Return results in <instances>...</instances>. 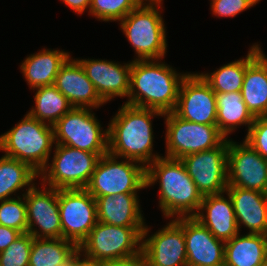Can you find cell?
<instances>
[{"mask_svg":"<svg viewBox=\"0 0 267 266\" xmlns=\"http://www.w3.org/2000/svg\"><path fill=\"white\" fill-rule=\"evenodd\" d=\"M162 2H141L120 21L121 30L137 54L134 60H162L167 50ZM158 7V8H157Z\"/></svg>","mask_w":267,"mask_h":266,"instance_id":"5b68a950","label":"cell"},{"mask_svg":"<svg viewBox=\"0 0 267 266\" xmlns=\"http://www.w3.org/2000/svg\"><path fill=\"white\" fill-rule=\"evenodd\" d=\"M240 231L241 224L249 228L251 234L266 235L267 231V194L240 187H227Z\"/></svg>","mask_w":267,"mask_h":266,"instance_id":"44dd1931","label":"cell"},{"mask_svg":"<svg viewBox=\"0 0 267 266\" xmlns=\"http://www.w3.org/2000/svg\"><path fill=\"white\" fill-rule=\"evenodd\" d=\"M228 187H240L267 194V160L248 143L229 139Z\"/></svg>","mask_w":267,"mask_h":266,"instance_id":"9a60e30c","label":"cell"},{"mask_svg":"<svg viewBox=\"0 0 267 266\" xmlns=\"http://www.w3.org/2000/svg\"><path fill=\"white\" fill-rule=\"evenodd\" d=\"M148 233L149 228L145 225L142 233V253L148 266H187L183 229L173 219L151 236Z\"/></svg>","mask_w":267,"mask_h":266,"instance_id":"2e32d148","label":"cell"},{"mask_svg":"<svg viewBox=\"0 0 267 266\" xmlns=\"http://www.w3.org/2000/svg\"><path fill=\"white\" fill-rule=\"evenodd\" d=\"M70 57L65 51L42 49L25 58L20 69L30 89L54 85L60 67Z\"/></svg>","mask_w":267,"mask_h":266,"instance_id":"603a6c76","label":"cell"},{"mask_svg":"<svg viewBox=\"0 0 267 266\" xmlns=\"http://www.w3.org/2000/svg\"><path fill=\"white\" fill-rule=\"evenodd\" d=\"M54 86L72 107L95 109L105 104L81 64L71 57L60 67Z\"/></svg>","mask_w":267,"mask_h":266,"instance_id":"d6986e66","label":"cell"},{"mask_svg":"<svg viewBox=\"0 0 267 266\" xmlns=\"http://www.w3.org/2000/svg\"><path fill=\"white\" fill-rule=\"evenodd\" d=\"M0 201V225L14 228L22 234L27 233V208L23 195Z\"/></svg>","mask_w":267,"mask_h":266,"instance_id":"1f68e13d","label":"cell"},{"mask_svg":"<svg viewBox=\"0 0 267 266\" xmlns=\"http://www.w3.org/2000/svg\"><path fill=\"white\" fill-rule=\"evenodd\" d=\"M42 186L43 190H39L34 184L22 194L27 208V233L34 238H62L58 189Z\"/></svg>","mask_w":267,"mask_h":266,"instance_id":"5bb4252c","label":"cell"},{"mask_svg":"<svg viewBox=\"0 0 267 266\" xmlns=\"http://www.w3.org/2000/svg\"><path fill=\"white\" fill-rule=\"evenodd\" d=\"M163 116L166 124L165 157L181 159L189 154L215 148L226 139L217 125L190 122L178 117L174 112L165 113Z\"/></svg>","mask_w":267,"mask_h":266,"instance_id":"30bf717a","label":"cell"},{"mask_svg":"<svg viewBox=\"0 0 267 266\" xmlns=\"http://www.w3.org/2000/svg\"><path fill=\"white\" fill-rule=\"evenodd\" d=\"M73 12L82 14L87 8L90 9L91 0H62Z\"/></svg>","mask_w":267,"mask_h":266,"instance_id":"74e56055","label":"cell"},{"mask_svg":"<svg viewBox=\"0 0 267 266\" xmlns=\"http://www.w3.org/2000/svg\"><path fill=\"white\" fill-rule=\"evenodd\" d=\"M173 220L183 229L187 266H224V241L217 239L193 216Z\"/></svg>","mask_w":267,"mask_h":266,"instance_id":"e0dca14e","label":"cell"},{"mask_svg":"<svg viewBox=\"0 0 267 266\" xmlns=\"http://www.w3.org/2000/svg\"><path fill=\"white\" fill-rule=\"evenodd\" d=\"M52 163L39 173L42 184L55 189L86 188L100 159L97 153L55 144Z\"/></svg>","mask_w":267,"mask_h":266,"instance_id":"52a82bcc","label":"cell"},{"mask_svg":"<svg viewBox=\"0 0 267 266\" xmlns=\"http://www.w3.org/2000/svg\"><path fill=\"white\" fill-rule=\"evenodd\" d=\"M159 182V207L164 217H192L201 206L202 194L181 159L159 157L146 167V187Z\"/></svg>","mask_w":267,"mask_h":266,"instance_id":"3957f363","label":"cell"},{"mask_svg":"<svg viewBox=\"0 0 267 266\" xmlns=\"http://www.w3.org/2000/svg\"><path fill=\"white\" fill-rule=\"evenodd\" d=\"M140 3V0H91L89 13L105 22L121 21Z\"/></svg>","mask_w":267,"mask_h":266,"instance_id":"4dcf8cb0","label":"cell"},{"mask_svg":"<svg viewBox=\"0 0 267 266\" xmlns=\"http://www.w3.org/2000/svg\"><path fill=\"white\" fill-rule=\"evenodd\" d=\"M144 228L120 227L97 222L78 247L79 256L95 264L135 256L142 252Z\"/></svg>","mask_w":267,"mask_h":266,"instance_id":"8992f818","label":"cell"},{"mask_svg":"<svg viewBox=\"0 0 267 266\" xmlns=\"http://www.w3.org/2000/svg\"><path fill=\"white\" fill-rule=\"evenodd\" d=\"M73 266H97L95 263L81 259L79 253L73 258Z\"/></svg>","mask_w":267,"mask_h":266,"instance_id":"f35d334b","label":"cell"},{"mask_svg":"<svg viewBox=\"0 0 267 266\" xmlns=\"http://www.w3.org/2000/svg\"><path fill=\"white\" fill-rule=\"evenodd\" d=\"M241 94L254 117L267 116V55L260 46L259 56L246 68Z\"/></svg>","mask_w":267,"mask_h":266,"instance_id":"cb8c5ba5","label":"cell"},{"mask_svg":"<svg viewBox=\"0 0 267 266\" xmlns=\"http://www.w3.org/2000/svg\"><path fill=\"white\" fill-rule=\"evenodd\" d=\"M137 193L105 195L96 199L97 221L120 227H145Z\"/></svg>","mask_w":267,"mask_h":266,"instance_id":"7402d4cb","label":"cell"},{"mask_svg":"<svg viewBox=\"0 0 267 266\" xmlns=\"http://www.w3.org/2000/svg\"><path fill=\"white\" fill-rule=\"evenodd\" d=\"M162 2L163 0H140V2Z\"/></svg>","mask_w":267,"mask_h":266,"instance_id":"ab89813d","label":"cell"},{"mask_svg":"<svg viewBox=\"0 0 267 266\" xmlns=\"http://www.w3.org/2000/svg\"><path fill=\"white\" fill-rule=\"evenodd\" d=\"M223 193L203 196L198 212L193 216L217 239L224 242L239 233L232 200ZM206 212V215L203 212Z\"/></svg>","mask_w":267,"mask_h":266,"instance_id":"ffe728a7","label":"cell"},{"mask_svg":"<svg viewBox=\"0 0 267 266\" xmlns=\"http://www.w3.org/2000/svg\"><path fill=\"white\" fill-rule=\"evenodd\" d=\"M137 163L128 159L118 161V157L107 153L100 157L85 189L95 199L105 195L137 193L146 188V167Z\"/></svg>","mask_w":267,"mask_h":266,"instance_id":"ba28073f","label":"cell"},{"mask_svg":"<svg viewBox=\"0 0 267 266\" xmlns=\"http://www.w3.org/2000/svg\"><path fill=\"white\" fill-rule=\"evenodd\" d=\"M246 58L235 60L212 73H201L215 93L241 92L246 68L259 56V44L250 47Z\"/></svg>","mask_w":267,"mask_h":266,"instance_id":"484cf974","label":"cell"},{"mask_svg":"<svg viewBox=\"0 0 267 266\" xmlns=\"http://www.w3.org/2000/svg\"><path fill=\"white\" fill-rule=\"evenodd\" d=\"M35 90H37L34 95L36 106L31 108L28 114L42 123L53 126L73 108L54 85L43 86Z\"/></svg>","mask_w":267,"mask_h":266,"instance_id":"f1b7e54d","label":"cell"},{"mask_svg":"<svg viewBox=\"0 0 267 266\" xmlns=\"http://www.w3.org/2000/svg\"><path fill=\"white\" fill-rule=\"evenodd\" d=\"M159 60H132L128 105L173 112L181 83L188 73H177Z\"/></svg>","mask_w":267,"mask_h":266,"instance_id":"7a4b0ae2","label":"cell"},{"mask_svg":"<svg viewBox=\"0 0 267 266\" xmlns=\"http://www.w3.org/2000/svg\"><path fill=\"white\" fill-rule=\"evenodd\" d=\"M78 254V247L63 238H34L28 266H64Z\"/></svg>","mask_w":267,"mask_h":266,"instance_id":"83f0119b","label":"cell"},{"mask_svg":"<svg viewBox=\"0 0 267 266\" xmlns=\"http://www.w3.org/2000/svg\"><path fill=\"white\" fill-rule=\"evenodd\" d=\"M217 127L228 139L237 126L247 125L248 130L255 117L248 110L241 92L216 93Z\"/></svg>","mask_w":267,"mask_h":266,"instance_id":"4316f807","label":"cell"},{"mask_svg":"<svg viewBox=\"0 0 267 266\" xmlns=\"http://www.w3.org/2000/svg\"><path fill=\"white\" fill-rule=\"evenodd\" d=\"M244 141L267 160V116L255 117Z\"/></svg>","mask_w":267,"mask_h":266,"instance_id":"836d02e7","label":"cell"},{"mask_svg":"<svg viewBox=\"0 0 267 266\" xmlns=\"http://www.w3.org/2000/svg\"><path fill=\"white\" fill-rule=\"evenodd\" d=\"M62 238L77 247L86 239L97 221L96 199L85 189H58Z\"/></svg>","mask_w":267,"mask_h":266,"instance_id":"8fae6325","label":"cell"},{"mask_svg":"<svg viewBox=\"0 0 267 266\" xmlns=\"http://www.w3.org/2000/svg\"><path fill=\"white\" fill-rule=\"evenodd\" d=\"M228 145L229 139L226 138L215 148L181 158L202 196L225 193L228 187Z\"/></svg>","mask_w":267,"mask_h":266,"instance_id":"7c38bea8","label":"cell"},{"mask_svg":"<svg viewBox=\"0 0 267 266\" xmlns=\"http://www.w3.org/2000/svg\"><path fill=\"white\" fill-rule=\"evenodd\" d=\"M259 266H267V258Z\"/></svg>","mask_w":267,"mask_h":266,"instance_id":"60d3db41","label":"cell"},{"mask_svg":"<svg viewBox=\"0 0 267 266\" xmlns=\"http://www.w3.org/2000/svg\"><path fill=\"white\" fill-rule=\"evenodd\" d=\"M88 79L101 97L107 103L114 97H128L130 90L131 62L121 65L113 61L97 59H76Z\"/></svg>","mask_w":267,"mask_h":266,"instance_id":"ac0fdd59","label":"cell"},{"mask_svg":"<svg viewBox=\"0 0 267 266\" xmlns=\"http://www.w3.org/2000/svg\"><path fill=\"white\" fill-rule=\"evenodd\" d=\"M39 174L18 159L0 158V201L11 199V194L23 187H32Z\"/></svg>","mask_w":267,"mask_h":266,"instance_id":"f546056e","label":"cell"},{"mask_svg":"<svg viewBox=\"0 0 267 266\" xmlns=\"http://www.w3.org/2000/svg\"><path fill=\"white\" fill-rule=\"evenodd\" d=\"M33 237L22 234L7 249L0 252V266H28Z\"/></svg>","mask_w":267,"mask_h":266,"instance_id":"d6a6232c","label":"cell"},{"mask_svg":"<svg viewBox=\"0 0 267 266\" xmlns=\"http://www.w3.org/2000/svg\"><path fill=\"white\" fill-rule=\"evenodd\" d=\"M260 0H211L212 14L217 17H235L237 14L251 8Z\"/></svg>","mask_w":267,"mask_h":266,"instance_id":"e575fe53","label":"cell"},{"mask_svg":"<svg viewBox=\"0 0 267 266\" xmlns=\"http://www.w3.org/2000/svg\"><path fill=\"white\" fill-rule=\"evenodd\" d=\"M173 112L190 122L217 125L216 93L200 73L185 76Z\"/></svg>","mask_w":267,"mask_h":266,"instance_id":"4fadbf2b","label":"cell"},{"mask_svg":"<svg viewBox=\"0 0 267 266\" xmlns=\"http://www.w3.org/2000/svg\"><path fill=\"white\" fill-rule=\"evenodd\" d=\"M96 265L97 266H148L145 256L142 252L129 258L100 262L97 263Z\"/></svg>","mask_w":267,"mask_h":266,"instance_id":"d590c367","label":"cell"},{"mask_svg":"<svg viewBox=\"0 0 267 266\" xmlns=\"http://www.w3.org/2000/svg\"><path fill=\"white\" fill-rule=\"evenodd\" d=\"M90 108L73 107L54 125L56 144L97 153H108V129H102ZM104 130V131H103Z\"/></svg>","mask_w":267,"mask_h":266,"instance_id":"9c48e42d","label":"cell"},{"mask_svg":"<svg viewBox=\"0 0 267 266\" xmlns=\"http://www.w3.org/2000/svg\"><path fill=\"white\" fill-rule=\"evenodd\" d=\"M163 113L124 103L108 126V153L119 159L139 162L147 167L159 154H153V116Z\"/></svg>","mask_w":267,"mask_h":266,"instance_id":"6da1fadb","label":"cell"},{"mask_svg":"<svg viewBox=\"0 0 267 266\" xmlns=\"http://www.w3.org/2000/svg\"><path fill=\"white\" fill-rule=\"evenodd\" d=\"M64 266H73V259L68 264H66Z\"/></svg>","mask_w":267,"mask_h":266,"instance_id":"b9f144b4","label":"cell"},{"mask_svg":"<svg viewBox=\"0 0 267 266\" xmlns=\"http://www.w3.org/2000/svg\"><path fill=\"white\" fill-rule=\"evenodd\" d=\"M53 144V126L32 118L28 113L0 136V150L5 152L4 156L28 164L38 174L47 165Z\"/></svg>","mask_w":267,"mask_h":266,"instance_id":"277c9868","label":"cell"},{"mask_svg":"<svg viewBox=\"0 0 267 266\" xmlns=\"http://www.w3.org/2000/svg\"><path fill=\"white\" fill-rule=\"evenodd\" d=\"M21 235L22 233L14 228L0 225V252L7 249Z\"/></svg>","mask_w":267,"mask_h":266,"instance_id":"8d00e7d4","label":"cell"},{"mask_svg":"<svg viewBox=\"0 0 267 266\" xmlns=\"http://www.w3.org/2000/svg\"><path fill=\"white\" fill-rule=\"evenodd\" d=\"M266 258V235L239 232L225 242L224 266H259Z\"/></svg>","mask_w":267,"mask_h":266,"instance_id":"d4e9b609","label":"cell"}]
</instances>
